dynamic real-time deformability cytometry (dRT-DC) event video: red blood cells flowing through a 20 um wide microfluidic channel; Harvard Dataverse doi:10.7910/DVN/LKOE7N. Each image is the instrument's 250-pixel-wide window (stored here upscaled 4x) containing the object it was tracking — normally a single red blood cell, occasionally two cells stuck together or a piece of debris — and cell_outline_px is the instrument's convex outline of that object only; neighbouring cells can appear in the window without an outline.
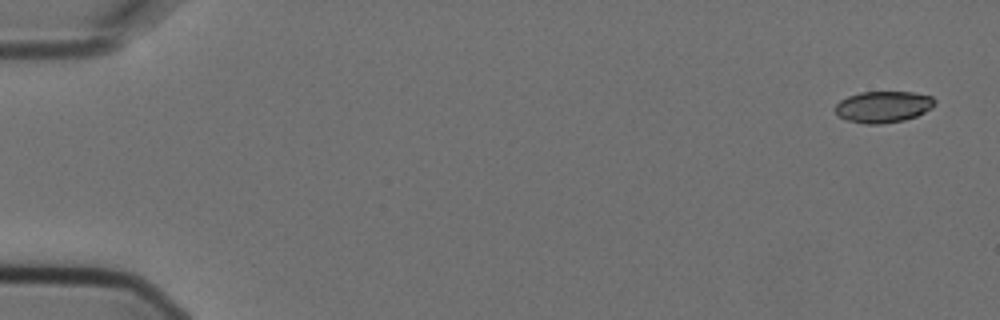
{"species": "Egyptian fruit bat (a non-hibernating species)", "species_latin": "Rousettus aegyptiacus", "temperature_condition": "cold", "stored_images_in_passage": 6, "camera_frame_rate_fps": 3000, "um_per_image_px": 0.085, "animal": {"sex": "female"}, "frame": {"image": 1, "passage_image": 1, "time_ms": 0.0, "image_size_px": [1000, 320], "cell_outline_px": [[936, 104], [932, 108], [916, 116], [904, 120], [880, 124], [864, 124], [844, 120], [836, 112], [836, 104], [840, 100], [848, 96], [860, 92], [912, 92], [932, 96], [936, 100]], "centroid_in_image_um": [75.08, 9.08], "position_along_channel_um": 9.9, "area_um2": 18.32}}
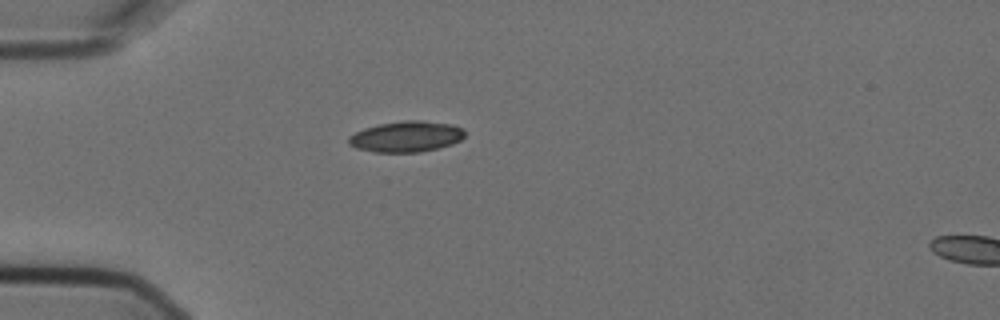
{"frame": {"image": 2, "passage_image": 5, "time_ms": 1.333, "image_size_px": [1000, 320], "cell_outline_px": [[464, 136], [460, 140], [452, 144], [420, 152], [372, 152], [356, 148], [348, 144], [348, 136], [364, 128], [380, 124], [404, 120], [420, 120], [452, 124], [464, 128]], "centroid_in_image_um": [34.52, 11.6], "position_along_channel_um": 50.5, "area_um2": 20.92}}